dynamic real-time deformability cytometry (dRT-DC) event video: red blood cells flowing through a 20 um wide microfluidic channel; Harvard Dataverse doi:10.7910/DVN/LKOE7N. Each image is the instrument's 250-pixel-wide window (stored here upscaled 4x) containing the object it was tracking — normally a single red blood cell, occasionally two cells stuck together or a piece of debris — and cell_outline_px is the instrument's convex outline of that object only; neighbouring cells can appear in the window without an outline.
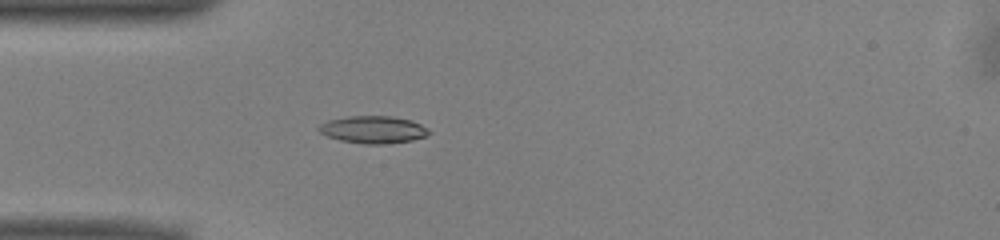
{"species": "common noctule bat (a hibernating species)", "species_latin": "Nyctalus noctula", "temperature_condition": "warm", "stored_images_in_passage": 51, "camera_frame_rate_fps": 3000, "um_per_image_px": 0.085, "animal": {"sex": "male", "body_mass_g": 13.0, "forearm_length_mm": 53.1}, "frame": {"image": 1, "passage_image": 14, "time_ms": 4.333, "image_size_px": [1000, 240], "cell_outline_px": [[432, 132], [428, 136], [412, 140], [384, 144], [364, 144], [340, 140], [328, 136], [320, 132], [316, 128], [320, 124], [328, 120], [348, 116], [392, 116], [412, 120], [428, 128]], "centroid_in_image_um": [31.75, 11.01], "position_along_channel_um": 53.3, "area_um2": 17.69}}
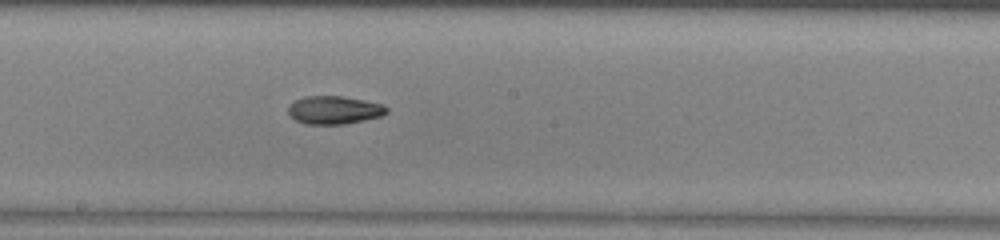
{"frame": {"image": 2, "passage_image": 27, "time_ms": 8.667, "image_size_px": [1000, 240], "cell_outline_px": [[388, 112], [380, 116], [364, 120], [344, 124], [304, 124], [288, 116], [288, 108], [296, 100], [304, 96], [344, 96], [384, 104], [388, 108]], "centroid_in_image_um": [28.41, 9.35], "position_along_channel_um": 219.8, "area_um2": 16.18}}
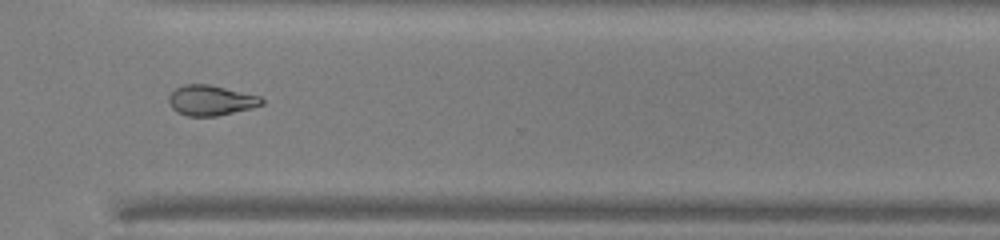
{"frame": {"image": 3, "passage_image": 37, "time_ms": 12.0, "image_size_px": [1000, 240], "cell_outline_px": [[264, 104], [252, 108], [216, 116], [188, 116], [176, 112], [172, 108], [168, 100], [168, 96], [176, 88], [184, 84], [208, 84], [260, 96], [264, 100]], "centroid_in_image_um": [17.91, 8.53], "position_along_channel_um": 352.7, "area_um2": 16.36}, "authors_computed_cell_mechanics": {"area_um2": 16.5886, "velocity_mm_per_s": 3.9773, "shape_relaxation_time_tau1_ms": 5.223, "shape_relaxation_time_tau2_ms": null, "deformation_change_tau1": 0.1369, "deformation_change_tau2": null}}